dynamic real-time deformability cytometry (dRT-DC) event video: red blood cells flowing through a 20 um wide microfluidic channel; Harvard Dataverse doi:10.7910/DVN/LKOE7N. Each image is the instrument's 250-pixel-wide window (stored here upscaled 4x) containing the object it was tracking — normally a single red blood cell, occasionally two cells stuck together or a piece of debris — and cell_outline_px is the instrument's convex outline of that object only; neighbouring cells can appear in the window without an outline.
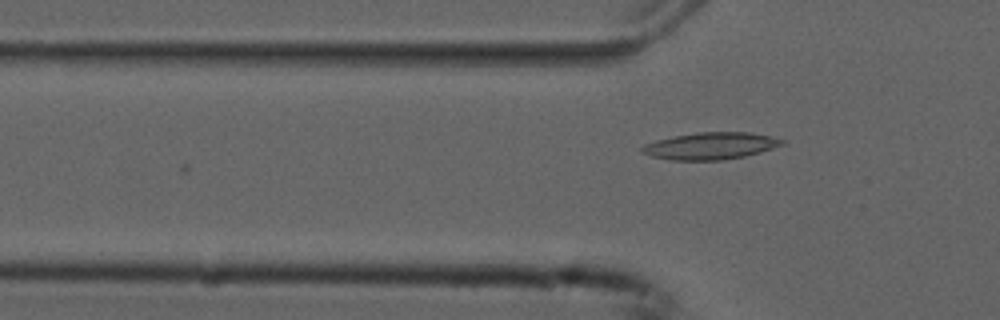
{"species": "common noctule bat (a hibernating species)", "species_latin": "Nyctalus noctula", "temperature_condition": "cold", "stored_images_in_passage": 5, "camera_frame_rate_fps": 3000, "um_per_image_px": 0.085, "animal": {"sex": "male", "forearm_length_mm": 52.5}, "frame": {"image": 1, "passage_image": 5, "time_ms": 1.333, "image_size_px": [1000, 320], "cell_outline_px": [[784, 144], [760, 152], [744, 156], [724, 160], [672, 160], [652, 156], [640, 152], [640, 148], [644, 144], [656, 140], [676, 136], [700, 132], [748, 132], [768, 136], [784, 140]], "centroid_in_image_um": [60.37, 12.41], "position_along_channel_um": 65.4, "area_um2": 21.79}}